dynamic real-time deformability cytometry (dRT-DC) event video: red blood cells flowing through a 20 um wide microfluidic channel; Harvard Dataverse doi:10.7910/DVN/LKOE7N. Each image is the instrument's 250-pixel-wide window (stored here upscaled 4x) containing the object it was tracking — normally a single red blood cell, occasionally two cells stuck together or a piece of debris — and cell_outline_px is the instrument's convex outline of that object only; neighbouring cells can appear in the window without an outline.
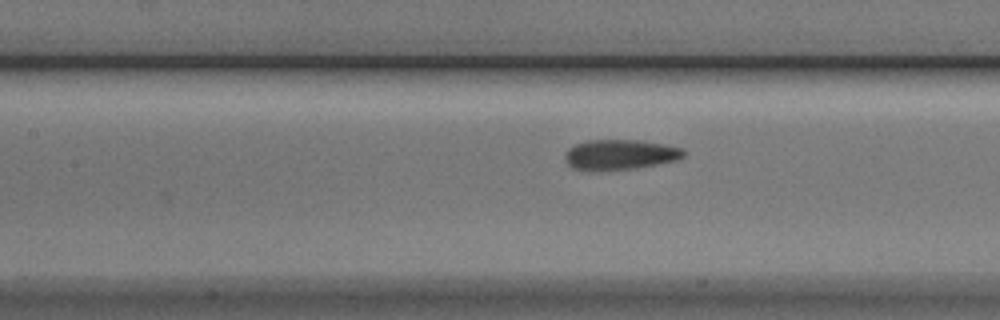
{"species": "Egyptian fruit bat (a non-hibernating species)", "species_latin": "Rousettus aegyptiacus", "temperature_condition": "cold", "stored_images_in_passage": 24, "camera_frame_rate_fps": 3000, "um_per_image_px": 0.085, "animal": {"sex": "male"}, "frame": {"image": 1, "passage_image": 21, "time_ms": 6.667, "image_size_px": [1000, 320], "cell_outline_px": [[684, 156], [676, 160], [636, 168], [592, 172], [572, 168], [568, 164], [564, 156], [568, 148], [576, 144], [588, 140], [640, 140], [664, 144], [684, 148]], "centroid_in_image_um": [52.67, 13.15], "position_along_channel_um": 154.7, "area_um2": 21.1}}